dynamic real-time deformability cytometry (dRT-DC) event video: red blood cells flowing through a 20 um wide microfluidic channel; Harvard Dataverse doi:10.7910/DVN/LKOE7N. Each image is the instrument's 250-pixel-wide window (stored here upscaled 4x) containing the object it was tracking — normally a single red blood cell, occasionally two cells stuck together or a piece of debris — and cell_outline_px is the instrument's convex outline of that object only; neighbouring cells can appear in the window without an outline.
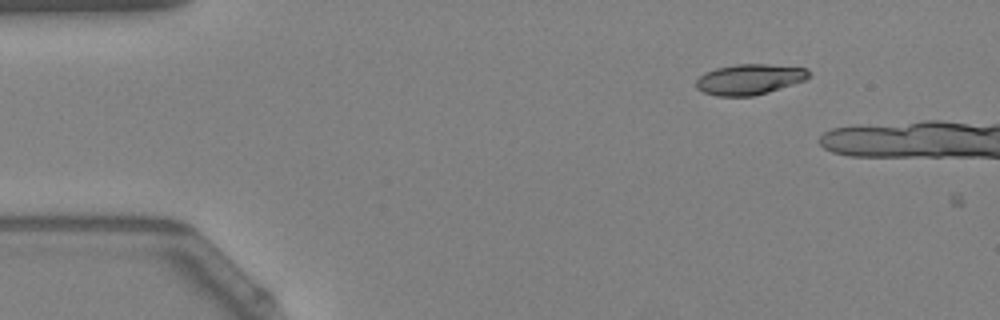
{"species": "Egyptian fruit bat (a non-hibernating species)", "species_latin": "Rousettus aegyptiacus", "temperature_condition": "warm", "stored_images_in_passage": 2, "camera_frame_rate_fps": 3000, "um_per_image_px": 0.085, "animal": {"sex": "female"}, "frame": {"image": 1, "passage_image": 1, "time_ms": 0.0, "image_size_px": [1000, 320], "cell_outline_px": [[808, 76], [804, 80], [768, 92], [752, 96], [716, 96], [704, 92], [696, 88], [696, 80], [704, 72], [716, 68], [736, 64], [768, 64], [808, 68]], "centroid_in_image_um": [63.66, 6.74], "position_along_channel_um": 21.3, "area_um2": 19.94}}